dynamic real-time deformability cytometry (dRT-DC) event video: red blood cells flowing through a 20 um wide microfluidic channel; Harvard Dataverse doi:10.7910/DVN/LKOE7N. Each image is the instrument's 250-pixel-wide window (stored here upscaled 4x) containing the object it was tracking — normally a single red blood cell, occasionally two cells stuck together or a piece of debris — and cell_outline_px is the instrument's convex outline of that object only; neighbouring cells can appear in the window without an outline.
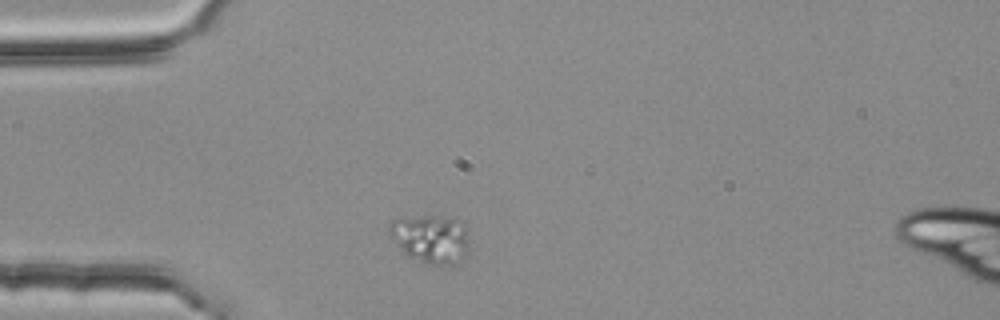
{"species": "common noctule bat (a hibernating species)", "species_latin": "Nyctalus noctula", "temperature_condition": "room temperature", "stored_images_in_passage": 1, "camera_frame_rate_fps": 3000, "um_per_image_px": 0.085, "animal": {"sex": "female", "body_mass_g": 25.1}, "frame": {"image": 1, "passage_image": 1, "time_ms": 0.0, "image_size_px": [1000, 320], "cell_outline_px": [[468, 252], [464, 260], [452, 264], [424, 264], [404, 256], [392, 236], [388, 228], [388, 224], [392, 220], [432, 216], [444, 216], [456, 220], [464, 224], [468, 232]], "centroid_in_image_um": [36.64, 20.34], "position_along_channel_um": 48.4, "area_um2": 22.66}}